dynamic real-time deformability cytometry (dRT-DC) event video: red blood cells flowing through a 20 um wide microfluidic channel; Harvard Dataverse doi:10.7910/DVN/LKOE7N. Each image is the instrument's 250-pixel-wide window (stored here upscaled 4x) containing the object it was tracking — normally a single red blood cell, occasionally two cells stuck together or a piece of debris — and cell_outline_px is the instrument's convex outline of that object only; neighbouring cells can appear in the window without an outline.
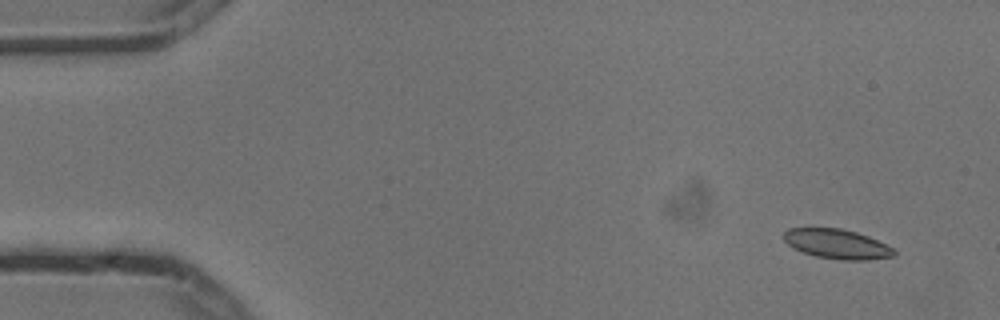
{"species": "common noctule bat (a hibernating species)", "species_latin": "Nyctalus noctula", "temperature_condition": "cold", "stored_images_in_passage": 7, "camera_frame_rate_fps": 3000, "um_per_image_px": 0.085, "animal": {"sex": "male", "body_mass_g": 13.3}, "frame": {"image": 1, "passage_image": 2, "time_ms": 0.333, "image_size_px": [1000, 320], "cell_outline_px": [[896, 256], [868, 260], [840, 260], [816, 256], [804, 252], [788, 244], [784, 240], [784, 232], [788, 228], [840, 228], [856, 232], [868, 236], [892, 248], [896, 252]], "centroid_in_image_um": [71.16, 20.74], "position_along_channel_um": 13.8, "area_um2": 18.84}}
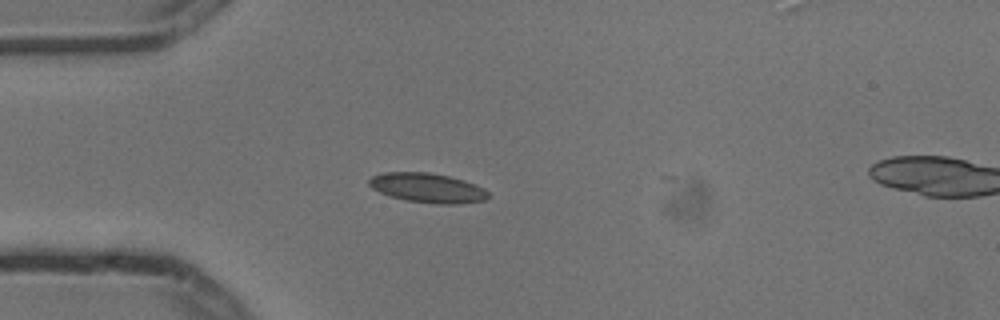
{"frame": {"image": 2, "passage_image": 5, "time_ms": 1.333, "image_size_px": [1000, 320], "cell_outline_px": [[492, 196], [484, 200], [456, 204], [436, 204], [408, 200], [392, 196], [380, 192], [372, 188], [368, 184], [368, 180], [372, 176], [384, 172], [428, 172], [448, 176], [464, 180], [484, 188]], "centroid_in_image_um": [36.36, 15.96], "position_along_channel_um": 48.6, "area_um2": 20.4}}